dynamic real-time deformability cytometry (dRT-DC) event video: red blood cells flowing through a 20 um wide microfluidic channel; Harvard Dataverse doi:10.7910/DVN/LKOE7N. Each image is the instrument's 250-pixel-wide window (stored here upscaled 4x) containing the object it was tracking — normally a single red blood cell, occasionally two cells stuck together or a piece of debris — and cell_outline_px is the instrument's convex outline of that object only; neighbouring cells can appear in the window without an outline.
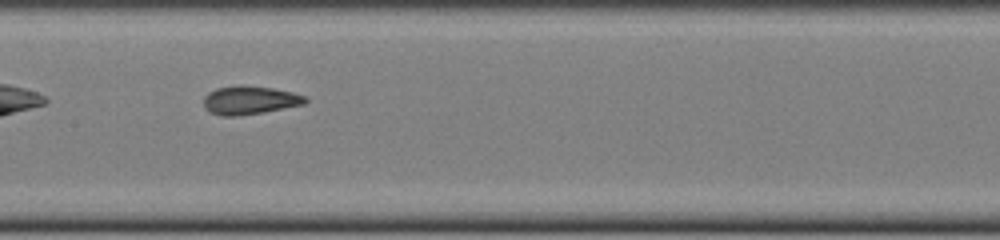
{"species": "common noctule bat (a hibernating species)", "species_latin": "Nyctalus noctula", "temperature_condition": "cold", "stored_images_in_passage": 30, "camera_frame_rate_fps": 3000, "um_per_image_px": 0.085, "animal": {"sex": "female", "body_mass_g": 22.0, "forearm_length_mm": 56.7}, "frame": {"image": 1, "passage_image": 9, "time_ms": 2.667, "image_size_px": [1000, 240], "cell_outline_px": [[308, 100], [304, 104], [264, 112], [236, 116], [220, 116], [208, 112], [204, 108], [204, 96], [208, 92], [216, 88], [240, 84], [272, 88], [292, 92], [304, 96]], "centroid_in_image_um": [21.17, 8.51], "position_along_channel_um": 186.2, "area_um2": 16.99}}
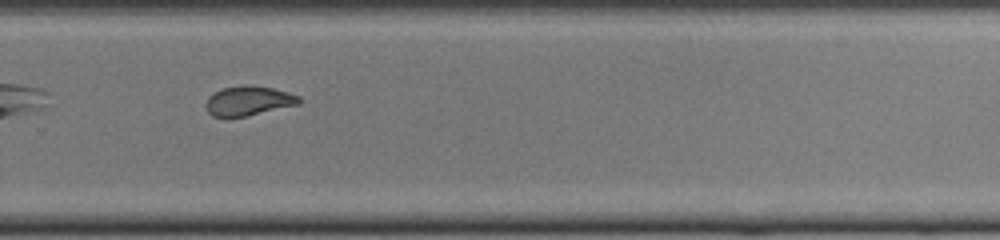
{"frame": {"image": 2, "passage_image": 18, "time_ms": 5.667, "image_size_px": [1000, 240], "cell_outline_px": [[300, 104], [244, 116], [212, 116], [208, 112], [204, 104], [208, 96], [224, 88], [244, 84], [272, 88], [288, 92], [300, 96]], "centroid_in_image_um": [21.11, 8.56], "position_along_channel_um": 308.7, "area_um2": 15.84}}